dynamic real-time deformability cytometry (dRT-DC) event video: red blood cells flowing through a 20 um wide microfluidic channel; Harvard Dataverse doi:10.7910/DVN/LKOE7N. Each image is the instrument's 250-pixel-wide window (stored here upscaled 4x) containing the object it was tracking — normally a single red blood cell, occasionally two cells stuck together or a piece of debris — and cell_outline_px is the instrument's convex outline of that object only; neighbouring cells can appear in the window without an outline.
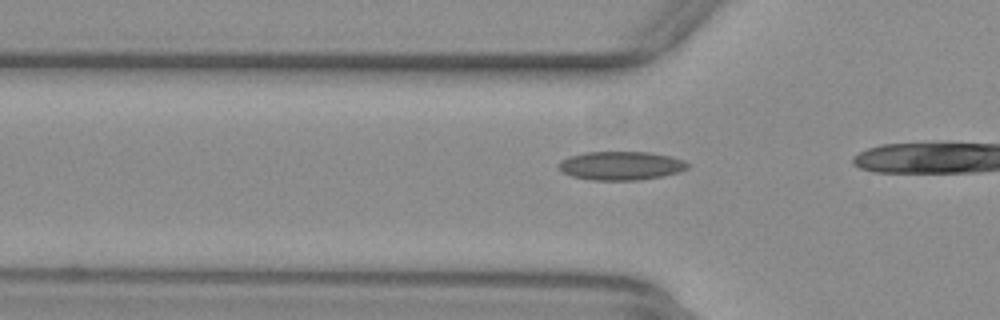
{"species": "common noctule bat (a hibernating species)", "species_latin": "Nyctalus noctula", "temperature_condition": "warm", "stored_images_in_passage": 15, "camera_frame_rate_fps": 3000, "um_per_image_px": 0.085, "animal": {"sex": "female", "body_mass_g": 29.2, "forearm_length_mm": 56.3}, "frame": {"image": 1, "passage_image": 13, "time_ms": 4.0, "image_size_px": [1000, 320], "cell_outline_px": [[688, 168], [680, 172], [664, 176], [640, 180], [592, 180], [572, 176], [564, 172], [556, 164], [560, 160], [568, 156], [584, 152], [648, 152], [668, 156], [684, 160], [688, 164]], "centroid_in_image_um": [52.77, 14.08], "position_along_channel_um": 73.0, "area_um2": 21.62}}